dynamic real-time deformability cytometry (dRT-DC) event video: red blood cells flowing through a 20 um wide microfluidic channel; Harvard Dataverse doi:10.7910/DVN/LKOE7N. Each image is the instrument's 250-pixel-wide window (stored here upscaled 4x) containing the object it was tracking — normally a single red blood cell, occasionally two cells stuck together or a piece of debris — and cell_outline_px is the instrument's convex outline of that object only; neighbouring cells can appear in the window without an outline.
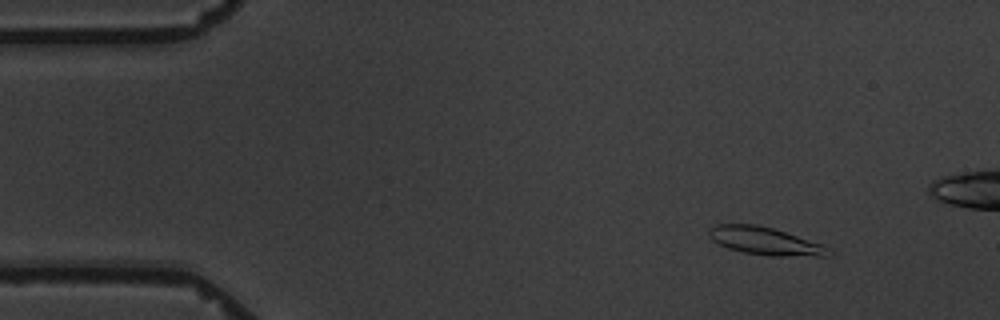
{"species": "common noctule bat (a hibernating species)", "species_latin": "Nyctalus noctula", "temperature_condition": "warm", "stored_images_in_passage": 5, "camera_frame_rate_fps": 3000, "um_per_image_px": 0.085, "animal": {"sex": "male", "body_mass_g": 19.5, "forearm_length_mm": 54.6}, "frame": {"image": 1, "passage_image": 2, "time_ms": 1.333, "image_size_px": [1000, 320], "cell_outline_px": [[832, 256], [772, 256], [744, 252], [728, 248], [712, 240], [708, 236], [708, 228], [716, 224], [756, 224], [772, 228], [824, 244], [832, 252]], "centroid_in_image_um": [65.04, 20.49], "position_along_channel_um": 20.0, "area_um2": 19.42}}